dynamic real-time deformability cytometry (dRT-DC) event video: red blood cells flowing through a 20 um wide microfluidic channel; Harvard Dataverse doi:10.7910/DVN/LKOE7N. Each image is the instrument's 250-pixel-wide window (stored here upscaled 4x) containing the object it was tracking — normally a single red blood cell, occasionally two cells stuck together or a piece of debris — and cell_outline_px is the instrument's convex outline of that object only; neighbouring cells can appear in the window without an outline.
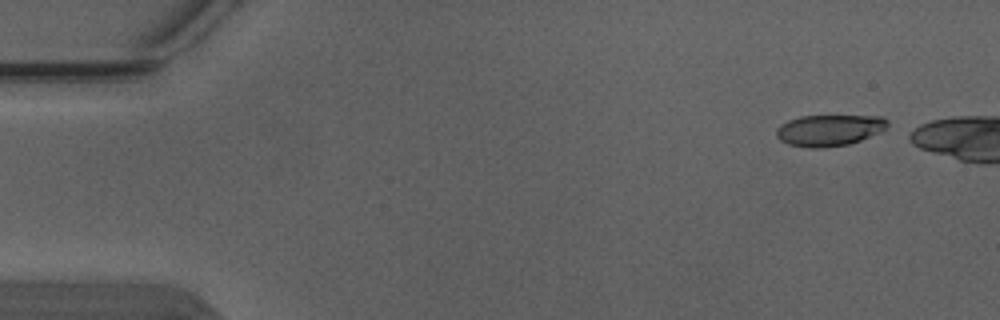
{"species": "Egyptian fruit bat (a non-hibernating species)", "species_latin": "Rousettus aegyptiacus", "temperature_condition": "warm", "stored_images_in_passage": 5, "camera_frame_rate_fps": 3000, "um_per_image_px": 0.085, "animal": {"sex": "male"}, "frame": {"image": 1, "passage_image": 1, "time_ms": 0.0, "image_size_px": [1000, 320], "cell_outline_px": [[888, 128], [880, 132], [860, 140], [848, 144], [820, 148], [808, 148], [788, 144], [780, 140], [776, 136], [776, 128], [780, 124], [788, 120], [800, 116], [884, 116], [888, 120]], "centroid_in_image_um": [70.48, 11.06], "position_along_channel_um": 14.5, "area_um2": 20.4}}